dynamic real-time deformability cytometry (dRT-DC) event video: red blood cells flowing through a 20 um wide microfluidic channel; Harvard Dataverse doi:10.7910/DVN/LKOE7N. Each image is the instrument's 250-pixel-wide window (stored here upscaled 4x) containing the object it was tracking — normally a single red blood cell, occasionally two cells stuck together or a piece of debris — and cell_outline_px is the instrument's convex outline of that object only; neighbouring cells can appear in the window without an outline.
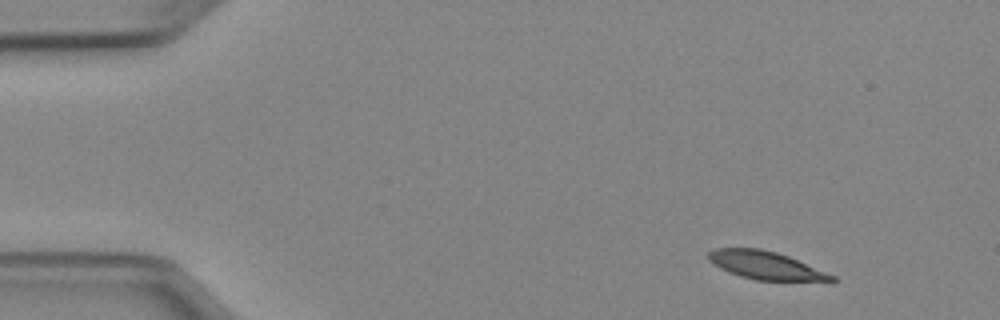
{"species": "Egyptian fruit bat (a non-hibernating species)", "species_latin": "Rousettus aegyptiacus", "temperature_condition": "cold", "stored_images_in_passage": 34, "camera_frame_rate_fps": 3000, "um_per_image_px": 0.085, "animal": {"sex": "female"}, "frame": {"image": 1, "passage_image": 4, "time_ms": 1.0, "image_size_px": [1000, 320], "cell_outline_px": [[840, 280], [832, 284], [756, 280], [740, 276], [728, 272], [720, 268], [708, 260], [708, 252], [716, 248], [760, 248], [776, 252], [788, 256], [836, 276]], "centroid_in_image_um": [65.25, 22.62], "position_along_channel_um": 19.7, "area_um2": 21.04}}
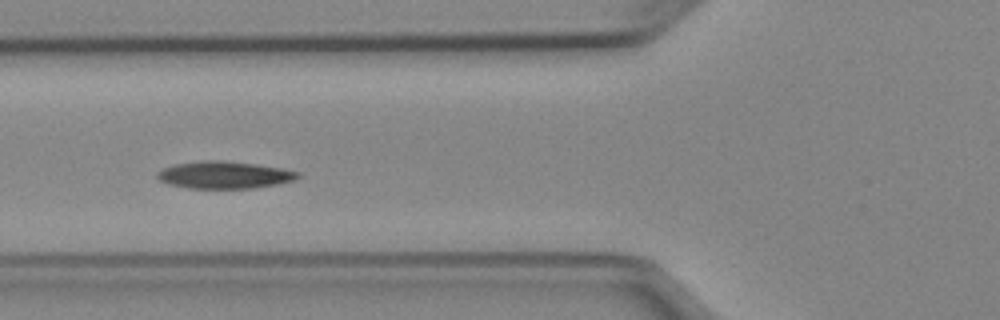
{"frame": {"image": 2, "passage_image": 18, "time_ms": 5.667, "image_size_px": [1000, 320], "cell_outline_px": [[300, 176], [296, 180], [276, 184], [252, 188], [188, 188], [168, 184], [160, 180], [156, 176], [156, 172], [164, 168], [176, 164], [200, 160], [224, 160], [256, 164], [280, 168], [300, 172]], "centroid_in_image_um": [19.06, 14.86], "position_along_channel_um": 106.7, "area_um2": 22.31}}
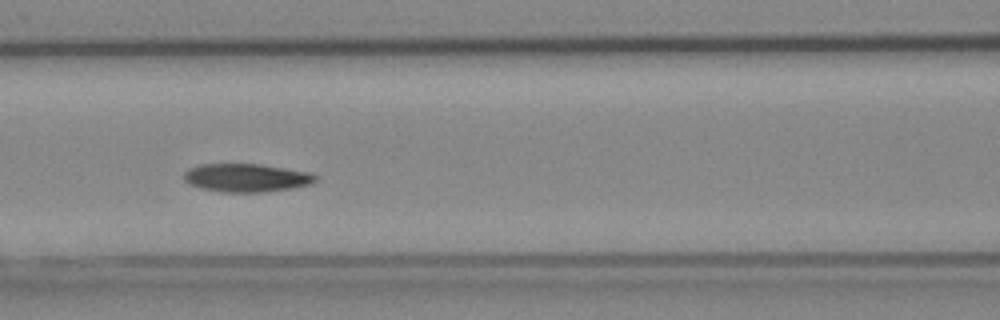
{"frame": {"image": 3, "passage_image": 21, "time_ms": 6.667, "image_size_px": [1000, 320], "cell_outline_px": [[316, 180], [312, 184], [292, 188], [264, 192], [224, 192], [200, 188], [188, 184], [184, 180], [184, 172], [188, 168], [200, 164], [260, 164], [308, 172], [316, 176]], "centroid_in_image_um": [20.9, 15.11], "position_along_channel_um": 145.7, "area_um2": 21.68}}